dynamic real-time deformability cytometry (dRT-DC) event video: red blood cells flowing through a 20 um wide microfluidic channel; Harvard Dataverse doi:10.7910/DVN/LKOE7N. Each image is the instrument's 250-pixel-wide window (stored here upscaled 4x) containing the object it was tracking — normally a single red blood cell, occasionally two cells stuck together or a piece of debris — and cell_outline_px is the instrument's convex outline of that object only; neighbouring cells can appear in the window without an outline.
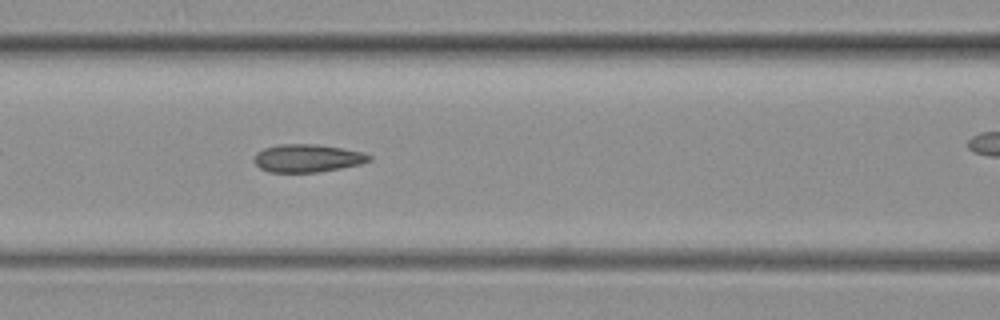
{"species": "common noctule bat (a hibernating species)", "species_latin": "Nyctalus noctula", "temperature_condition": "warm", "stored_images_in_passage": 51, "camera_frame_rate_fps": 3000, "um_per_image_px": 0.085, "animal": {"sex": "female", "body_mass_g": 19.3, "forearm_length_mm": 54.1}, "frame": {"image": 1, "passage_image": 12, "time_ms": 3.667, "image_size_px": [1000, 320], "cell_outline_px": [[372, 160], [360, 164], [320, 172], [268, 172], [260, 168], [252, 160], [256, 152], [264, 148], [280, 144], [316, 144], [364, 152], [372, 156]], "centroid_in_image_um": [26.11, 13.45], "position_along_channel_um": 140.5, "area_um2": 18.79}}
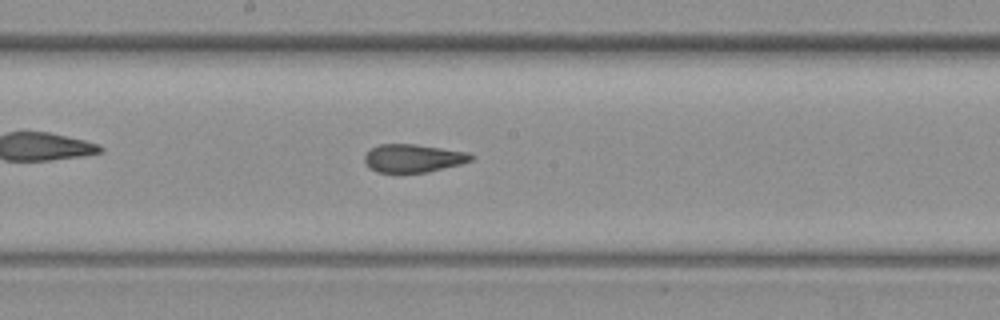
{"frame": {"image": 2, "passage_image": 19, "time_ms": 6.0, "image_size_px": [1000, 320], "cell_outline_px": [[476, 156], [472, 160], [460, 164], [428, 172], [376, 172], [368, 168], [364, 160], [364, 156], [372, 148], [380, 144], [416, 144], [468, 152]], "centroid_in_image_um": [35.13, 13.45], "position_along_channel_um": 213.1, "area_um2": 17.46}}
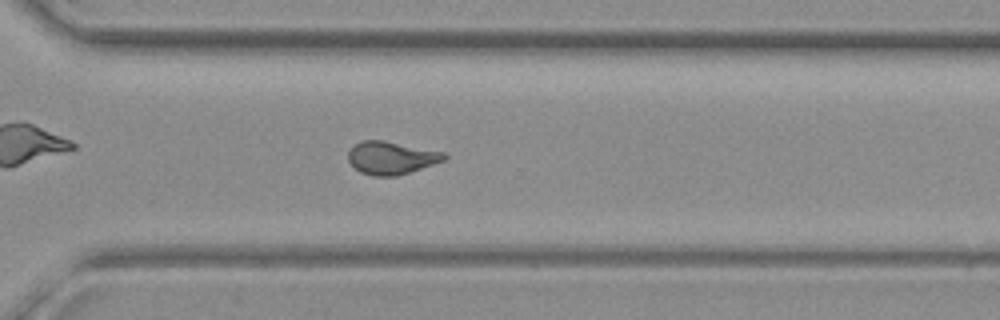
{"frame": {"image": 3, "passage_image": 31, "time_ms": 10.0, "image_size_px": [1000, 320], "cell_outline_px": [[448, 156], [444, 160], [396, 176], [372, 176], [360, 172], [348, 160], [348, 152], [352, 144], [360, 140], [384, 140], [444, 152]], "centroid_in_image_um": [33.21, 13.4], "position_along_channel_um": 337.4, "area_um2": 18.32}}